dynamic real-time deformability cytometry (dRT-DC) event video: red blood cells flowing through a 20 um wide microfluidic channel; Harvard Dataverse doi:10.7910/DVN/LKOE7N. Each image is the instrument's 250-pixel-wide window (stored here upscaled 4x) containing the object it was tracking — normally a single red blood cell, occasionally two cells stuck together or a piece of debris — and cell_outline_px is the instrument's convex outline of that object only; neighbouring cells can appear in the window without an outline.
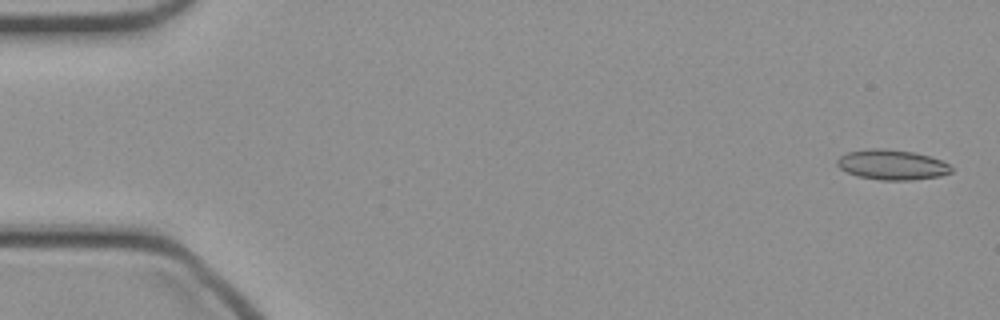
{"species": "common noctule bat (a hibernating species)", "species_latin": "Nyctalus noctula", "temperature_condition": "cold", "stored_images_in_passage": 49, "camera_frame_rate_fps": 3000, "um_per_image_px": 0.085, "animal": {"sex": "female", "body_mass_g": 21.9}, "frame": {"image": 1, "passage_image": 2, "time_ms": 0.333, "image_size_px": [1000, 320], "cell_outline_px": [[952, 172], [940, 176], [912, 180], [880, 180], [856, 176], [840, 168], [836, 164], [836, 160], [840, 156], [848, 152], [868, 148], [884, 148], [912, 152], [928, 156], [940, 160], [948, 164], [952, 168]], "centroid_in_image_um": [75.79, 14.0], "position_along_channel_um": 9.2, "area_um2": 20.0}}
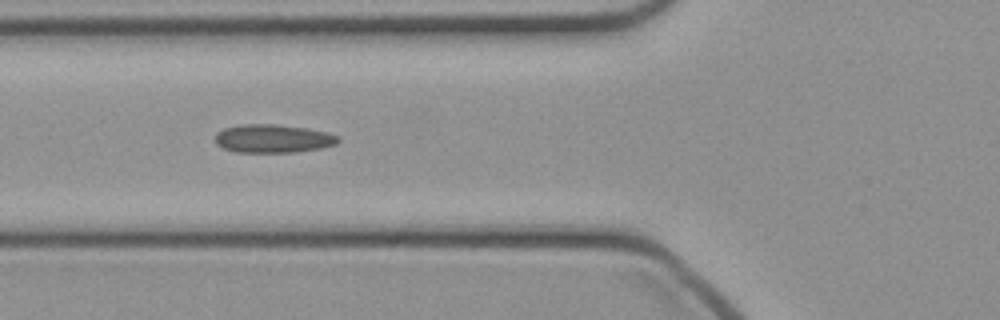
{"frame": {"image": 2, "passage_image": 18, "time_ms": 5.667, "image_size_px": [1000, 320], "cell_outline_px": [[340, 140], [336, 144], [320, 148], [296, 152], [236, 152], [224, 148], [216, 144], [216, 132], [224, 128], [240, 124], [276, 124], [304, 128], [324, 132], [340, 136]], "centroid_in_image_um": [23.18, 11.78], "position_along_channel_um": 102.6, "area_um2": 20.23}}
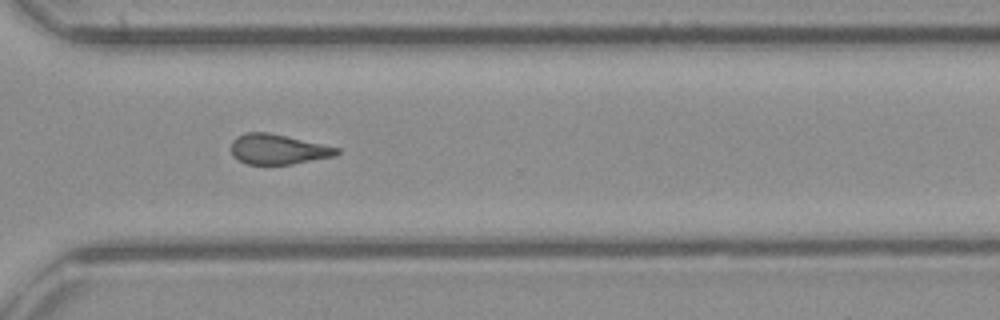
{"frame": {"image": 3, "passage_image": 35, "time_ms": 11.333, "image_size_px": [1000, 320], "cell_outline_px": [[340, 152], [336, 156], [292, 164], [248, 164], [232, 156], [232, 140], [236, 136], [244, 132], [268, 132], [340, 148]], "centroid_in_image_um": [23.63, 12.68], "position_along_channel_um": 347.0, "area_um2": 18.5}}